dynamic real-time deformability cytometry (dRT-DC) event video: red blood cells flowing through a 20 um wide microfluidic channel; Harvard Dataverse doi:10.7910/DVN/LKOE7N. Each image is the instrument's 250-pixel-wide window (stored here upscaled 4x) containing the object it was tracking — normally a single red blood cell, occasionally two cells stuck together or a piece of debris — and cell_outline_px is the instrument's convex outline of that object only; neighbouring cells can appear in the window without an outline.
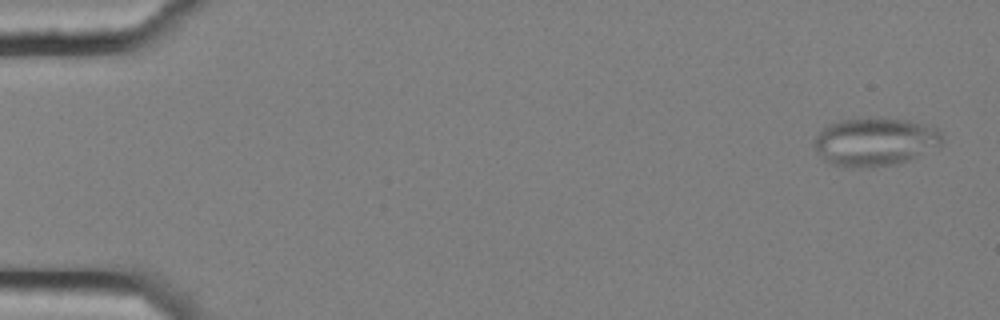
{"species": "common noctule bat (a hibernating species)", "species_latin": "Nyctalus noctula", "temperature_condition": "cold", "stored_images_in_passage": 6, "camera_frame_rate_fps": 3000, "um_per_image_px": 0.085, "animal": {"sex": "female", "body_mass_g": 25.1}, "frame": {"image": 1, "passage_image": 1, "time_ms": 0.0, "image_size_px": [1000, 320], "cell_outline_px": [[944, 140], [940, 144], [908, 160], [896, 164], [868, 168], [840, 168], [824, 160], [812, 144], [812, 140], [828, 124], [840, 120], [908, 120], [940, 128]], "centroid_in_image_um": [74.34, 12.09], "position_along_channel_um": 10.7, "area_um2": 35.66}}
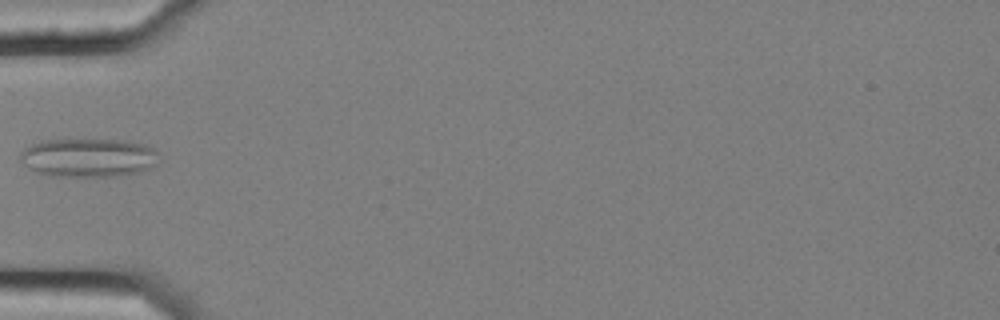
{"frame": {"image": 2, "passage_image": 6, "time_ms": 1.667, "image_size_px": [1000, 320], "cell_outline_px": [[160, 152], [156, 164], [152, 168], [140, 172], [108, 176], [48, 176], [36, 172], [28, 168], [20, 160], [20, 152], [24, 148], [40, 140], [124, 140], [144, 144]], "centroid_in_image_um": [7.51, 13.4], "position_along_channel_um": 77.5, "area_um2": 31.44}}